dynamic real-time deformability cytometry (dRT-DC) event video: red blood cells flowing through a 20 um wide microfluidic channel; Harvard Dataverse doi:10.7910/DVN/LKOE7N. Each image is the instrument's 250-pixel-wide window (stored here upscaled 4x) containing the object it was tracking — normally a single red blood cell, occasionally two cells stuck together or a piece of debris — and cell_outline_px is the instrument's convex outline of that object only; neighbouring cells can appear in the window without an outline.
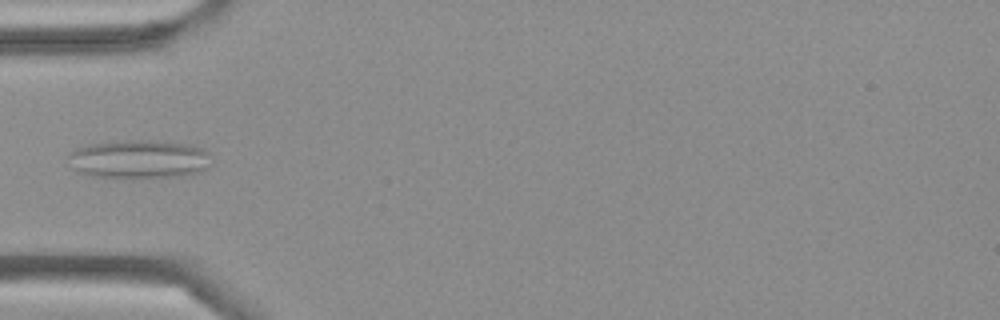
{"species": "Egyptian fruit bat (a non-hibernating species)", "species_latin": "Rousettus aegyptiacus", "temperature_condition": "cold", "stored_images_in_passage": 4, "camera_frame_rate_fps": 3000, "um_per_image_px": 0.085, "frame": {"image": 1, "passage_image": 4, "time_ms": 1.0, "image_size_px": [1000, 320], "cell_outline_px": [[212, 164], [208, 168], [200, 172], [176, 176], [92, 176], [80, 172], [72, 168], [68, 156], [68, 152], [76, 148], [88, 144], [116, 140], [152, 140], [192, 144], [204, 148]], "centroid_in_image_um": [11.82, 13.49], "position_along_channel_um": 73.2, "area_um2": 32.02}}